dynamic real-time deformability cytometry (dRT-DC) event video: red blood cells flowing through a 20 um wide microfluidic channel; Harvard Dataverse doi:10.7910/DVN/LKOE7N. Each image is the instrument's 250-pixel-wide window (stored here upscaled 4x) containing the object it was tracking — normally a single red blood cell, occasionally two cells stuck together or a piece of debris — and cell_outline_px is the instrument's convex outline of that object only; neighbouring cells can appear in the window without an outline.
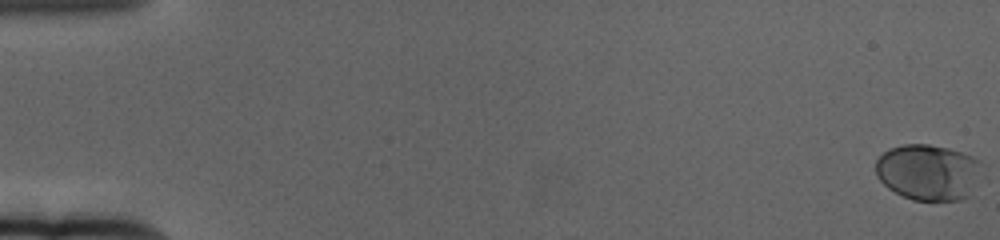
{"species": "human", "species_latin": "Homo sapiens", "temperature_condition": "cold", "stored_images_in_passage": 63, "camera_frame_rate_fps": 3000, "um_per_image_px": 0.085, "donor": {"sex": "female"}, "frame": {"image": 1, "passage_image": 1, "time_ms": 0.0, "image_size_px": [1000, 240], "cell_outline_px": [[984, 164], [968, 196], [964, 200], [912, 200], [888, 188], [876, 176], [876, 160], [888, 148], [904, 144], [928, 144], [948, 148], [972, 156], [980, 160]], "centroid_in_image_um": [78.9, 14.62], "position_along_channel_um": 6.1, "area_um2": 34.62}}
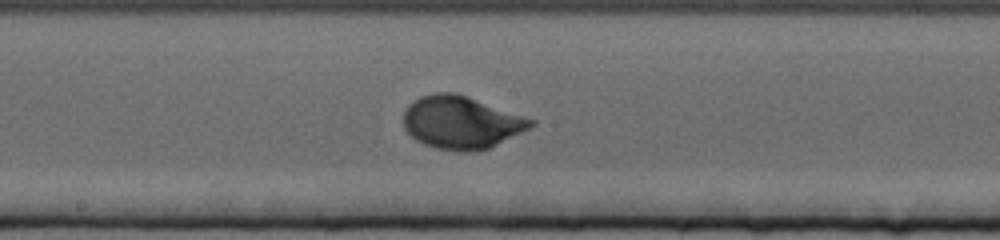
{"frame": {"image": 2, "passage_image": 35, "time_ms": 11.333, "image_size_px": [1000, 240], "cell_outline_px": [[536, 124], [488, 148], [476, 152], [460, 152], [436, 148], [424, 144], [416, 140], [404, 128], [404, 112], [408, 104], [420, 96], [436, 92], [452, 92], [536, 120]], "centroid_in_image_um": [39.16, 10.42], "position_along_channel_um": 209.0, "area_um2": 38.61}}
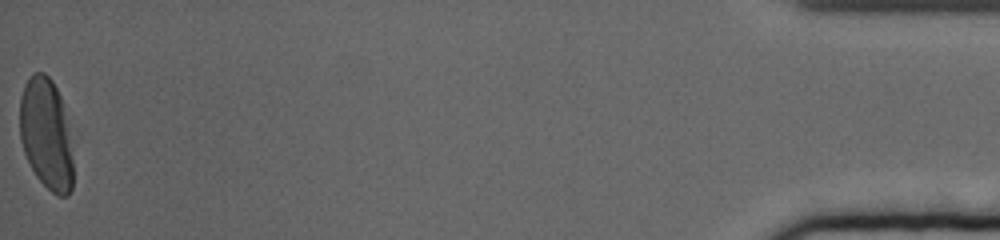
{"frame": {"image": 3, "passage_image": 63, "time_ms": 20.667, "image_size_px": [1000, 240], "cell_outline_px": [[72, 188], [68, 196], [56, 196], [36, 176], [24, 152], [20, 140], [20, 96], [24, 84], [28, 76], [32, 72], [44, 72], [52, 80], [60, 96], [72, 160]], "centroid_in_image_um": [3.88, 11.37], "position_along_channel_um": 431.3, "area_um2": 33.99}, "authors_computed_cell_mechanics": {"area_um2": 35.7204, "velocity_mm_per_s": 3.3419, "shape_relaxation_time_tau1_ms": 3.535, "shape_relaxation_time_tau2_ms": null, "deformation_change_tau1": 0.1747, "deformation_change_tau2": null}}